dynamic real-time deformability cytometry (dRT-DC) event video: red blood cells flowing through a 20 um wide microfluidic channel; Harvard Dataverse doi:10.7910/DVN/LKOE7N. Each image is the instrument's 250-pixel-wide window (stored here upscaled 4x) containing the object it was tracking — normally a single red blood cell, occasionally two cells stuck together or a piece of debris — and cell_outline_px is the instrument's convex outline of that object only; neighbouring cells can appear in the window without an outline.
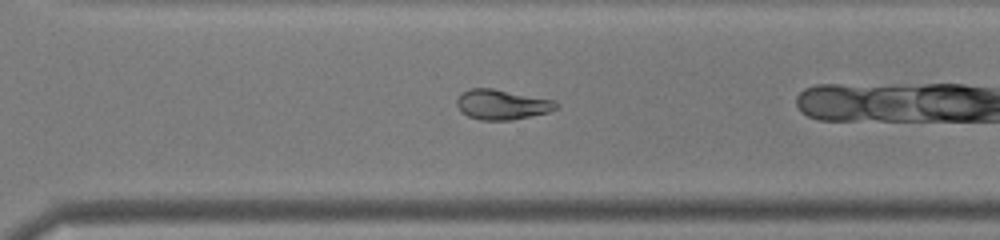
{"species": "common noctule bat (a hibernating species)", "species_latin": "Nyctalus noctula", "temperature_condition": "warm", "stored_images_in_passage": 27, "camera_frame_rate_fps": 3000, "um_per_image_px": 0.085, "animal": {"sex": "male", "body_mass_g": 19.0, "forearm_length_mm": 50.8}, "frame": {"image": 1, "passage_image": 23, "time_ms": 7.333, "image_size_px": [1000, 240], "cell_outline_px": [[560, 104], [556, 108], [548, 112], [512, 120], [480, 120], [468, 116], [460, 112], [456, 104], [456, 100], [460, 92], [472, 88], [492, 88], [556, 100]], "centroid_in_image_um": [42.64, 8.88], "position_along_channel_um": 328.0, "area_um2": 17.57}}